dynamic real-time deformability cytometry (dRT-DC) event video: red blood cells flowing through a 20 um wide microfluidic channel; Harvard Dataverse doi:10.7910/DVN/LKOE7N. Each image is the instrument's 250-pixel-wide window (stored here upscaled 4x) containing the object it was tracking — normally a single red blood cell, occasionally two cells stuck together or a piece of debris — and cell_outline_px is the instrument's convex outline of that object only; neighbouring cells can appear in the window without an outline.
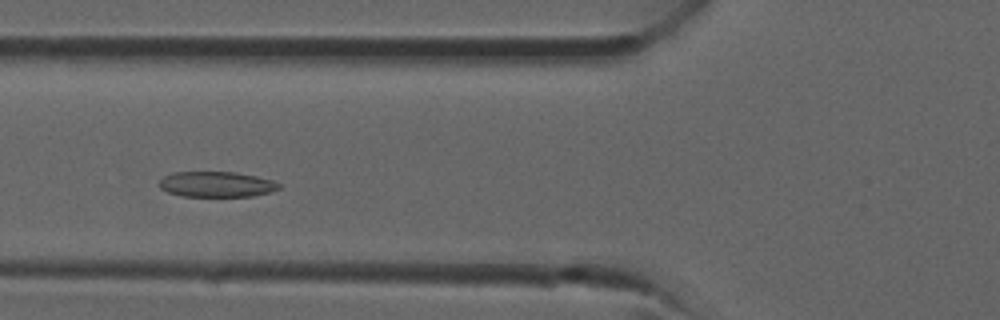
{"species": "common noctule bat (a hibernating species)", "species_latin": "Nyctalus noctula", "temperature_condition": "room temperature", "stored_images_in_passage": 34, "camera_frame_rate_fps": 3000, "um_per_image_px": 0.085, "animal": {"sex": "male", "forearm_length_mm": 52.5}, "frame": {"image": 1, "passage_image": 10, "time_ms": 3.0, "image_size_px": [1000, 320], "cell_outline_px": [[280, 188], [268, 192], [252, 196], [184, 196], [168, 192], [160, 188], [160, 180], [164, 176], [172, 172], [236, 172], [256, 176], [272, 180], [280, 184]], "centroid_in_image_um": [18.39, 15.66], "position_along_channel_um": 107.4, "area_um2": 17.63}}
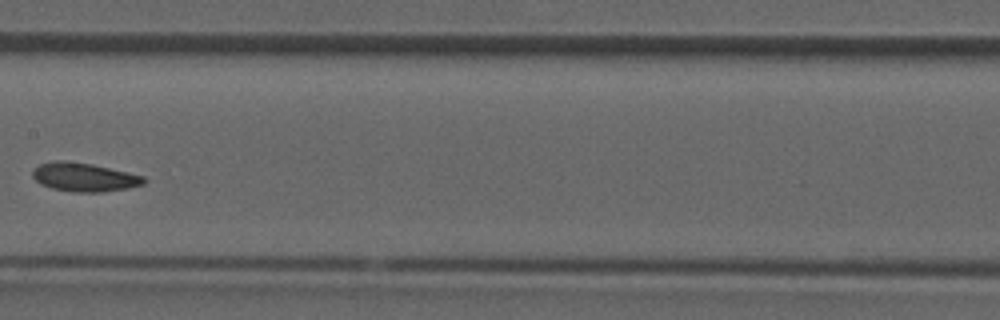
{"frame": {"image": 2, "passage_image": 15, "time_ms": 4.667, "image_size_px": [1000, 320], "cell_outline_px": [[148, 180], [144, 184], [128, 188], [100, 192], [72, 192], [52, 188], [40, 184], [32, 176], [32, 168], [40, 164], [56, 160], [64, 160], [92, 164], [128, 172], [144, 176]], "centroid_in_image_um": [7.15, 15.05], "position_along_channel_um": 200.3, "area_um2": 18.73}}
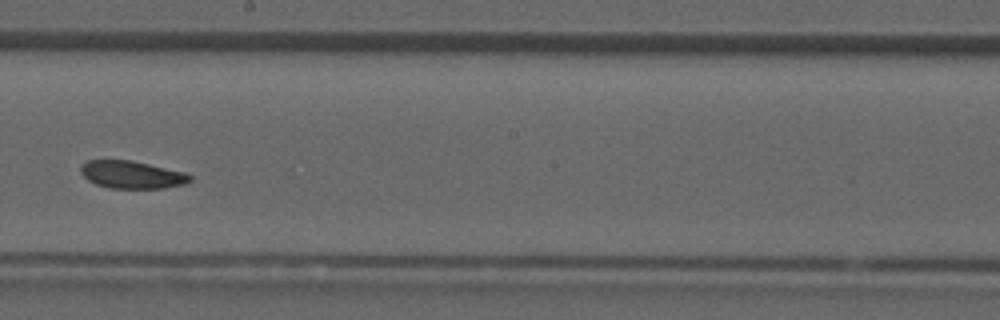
{"frame": {"image": 3, "passage_image": 17, "time_ms": 5.333, "image_size_px": [1000, 320], "cell_outline_px": [[192, 180], [184, 184], [164, 188], [108, 188], [96, 184], [88, 180], [80, 172], [80, 164], [88, 160], [132, 160], [184, 172], [192, 176]], "centroid_in_image_um": [11.19, 14.84], "position_along_channel_um": 237.0, "area_um2": 17.63}}